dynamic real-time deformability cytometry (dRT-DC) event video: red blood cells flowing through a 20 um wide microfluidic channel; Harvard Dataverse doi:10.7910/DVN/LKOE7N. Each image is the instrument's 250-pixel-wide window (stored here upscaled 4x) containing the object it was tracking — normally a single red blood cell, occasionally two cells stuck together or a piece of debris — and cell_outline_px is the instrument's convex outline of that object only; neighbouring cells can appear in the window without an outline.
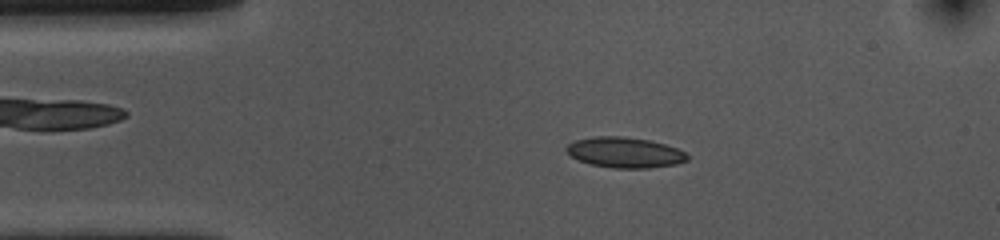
{"species": "common noctule bat (a hibernating species)", "species_latin": "Nyctalus noctula", "temperature_condition": "cold", "stored_images_in_passage": 53, "camera_frame_rate_fps": 3000, "um_per_image_px": 0.085, "animal": {"sex": "female", "body_mass_g": 10.0, "forearm_length_mm": 53.1}, "frame": {"image": 1, "passage_image": 9, "time_ms": 2.667, "image_size_px": [1000, 240], "cell_outline_px": [[688, 160], [676, 164], [648, 168], [612, 168], [592, 164], [580, 160], [572, 156], [564, 148], [568, 144], [576, 140], [596, 136], [624, 136], [648, 140], [664, 144], [676, 148], [684, 152], [688, 156]], "centroid_in_image_um": [53.11, 12.96], "position_along_channel_um": 31.9, "area_um2": 21.27}}
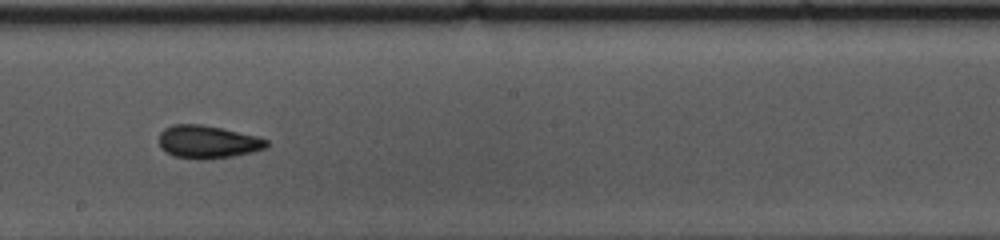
{"frame": {"image": 2, "passage_image": 28, "time_ms": 9.0, "image_size_px": [1000, 240], "cell_outline_px": [[268, 148], [252, 152], [232, 156], [200, 160], [176, 156], [160, 148], [160, 132], [164, 128], [172, 124], [200, 124], [260, 136], [268, 140]], "centroid_in_image_um": [17.69, 12.05], "position_along_channel_um": 230.5, "area_um2": 20.63}}
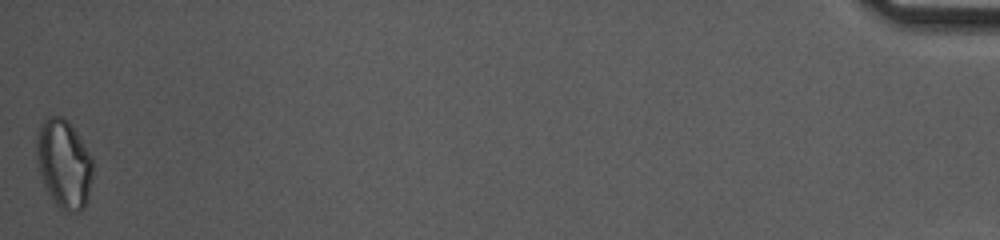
{"frame": {"image": 3, "passage_image": 53, "time_ms": 17.333, "image_size_px": [1000, 240], "cell_outline_px": [[92, 176], [88, 196], [84, 208], [80, 212], [64, 212], [56, 204], [48, 192], [44, 184], [40, 172], [36, 156], [36, 140], [40, 128], [44, 120], [48, 116], [64, 116], [68, 120], [92, 156]], "centroid_in_image_um": [5.44, 13.93], "position_along_channel_um": 429.8, "area_um2": 28.96}, "authors_computed_cell_mechanics": {"area_um2": 20.4612, "velocity_mm_per_s": 3.63, "shape_relaxation_time_tau1_ms": 5.5162, "shape_relaxation_time_tau2_ms": 2.5932, "deformation_change_tau1": 0.1215, "deformation_change_tau2": 0.0643}}